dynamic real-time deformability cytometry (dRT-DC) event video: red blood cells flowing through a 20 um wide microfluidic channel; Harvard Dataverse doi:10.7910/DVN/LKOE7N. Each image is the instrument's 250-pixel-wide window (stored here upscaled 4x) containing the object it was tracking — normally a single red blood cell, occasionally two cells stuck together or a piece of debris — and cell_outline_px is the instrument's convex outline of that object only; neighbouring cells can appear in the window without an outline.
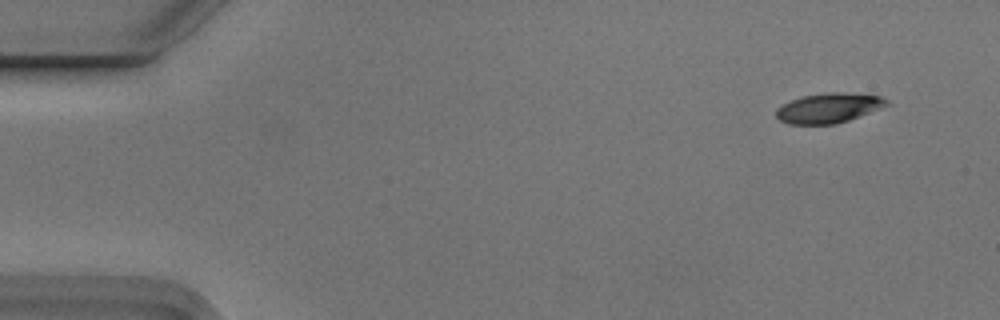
{"species": "Egyptian fruit bat (a non-hibernating species)", "species_latin": "Rousettus aegyptiacus", "temperature_condition": "cold", "stored_images_in_passage": 8, "camera_frame_rate_fps": 3000, "um_per_image_px": 0.085, "animal": {"sex": "male"}, "frame": {"image": 1, "passage_image": 1, "time_ms": 0.0, "image_size_px": [1000, 320], "cell_outline_px": [[892, 104], [848, 120], [836, 124], [788, 124], [780, 120], [776, 116], [776, 108], [792, 100], [804, 96], [828, 92], [844, 92], [880, 96], [888, 100]], "centroid_in_image_um": [70.46, 9.18], "position_along_channel_um": 14.5, "area_um2": 19.13}}
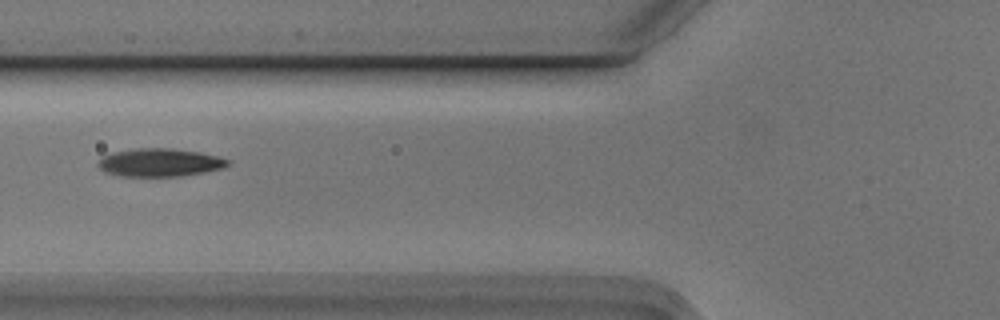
{"frame": {"image": 2, "passage_image": 5, "time_ms": 1.333, "image_size_px": [1000, 320], "cell_outline_px": [[228, 164], [224, 168], [204, 172], [176, 176], [120, 176], [104, 172], [96, 164], [104, 156], [112, 152], [132, 148], [172, 148], [200, 152], [216, 156], [228, 160]], "centroid_in_image_um": [13.54, 13.8], "position_along_channel_um": 112.3, "area_um2": 21.15}}
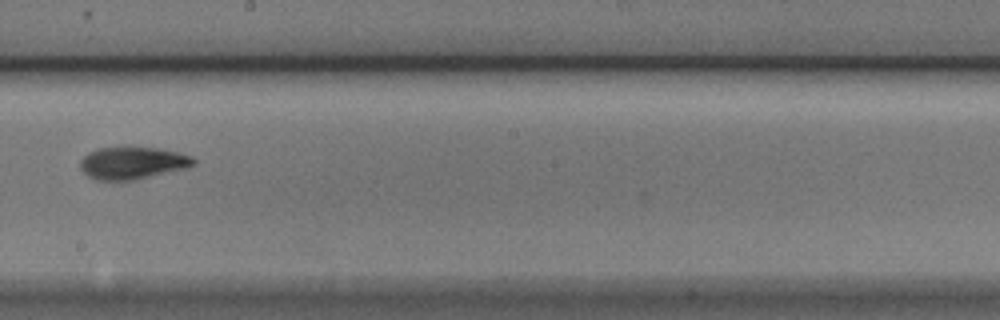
{"frame": {"image": 3, "passage_image": 8, "time_ms": 2.333, "image_size_px": [1000, 320], "cell_outline_px": [[196, 164], [184, 168], [136, 180], [96, 180], [88, 176], [80, 168], [80, 160], [88, 152], [96, 148], [156, 148], [180, 152], [192, 156], [196, 160]], "centroid_in_image_um": [11.26, 13.86], "position_along_channel_um": 236.9, "area_um2": 21.21}}